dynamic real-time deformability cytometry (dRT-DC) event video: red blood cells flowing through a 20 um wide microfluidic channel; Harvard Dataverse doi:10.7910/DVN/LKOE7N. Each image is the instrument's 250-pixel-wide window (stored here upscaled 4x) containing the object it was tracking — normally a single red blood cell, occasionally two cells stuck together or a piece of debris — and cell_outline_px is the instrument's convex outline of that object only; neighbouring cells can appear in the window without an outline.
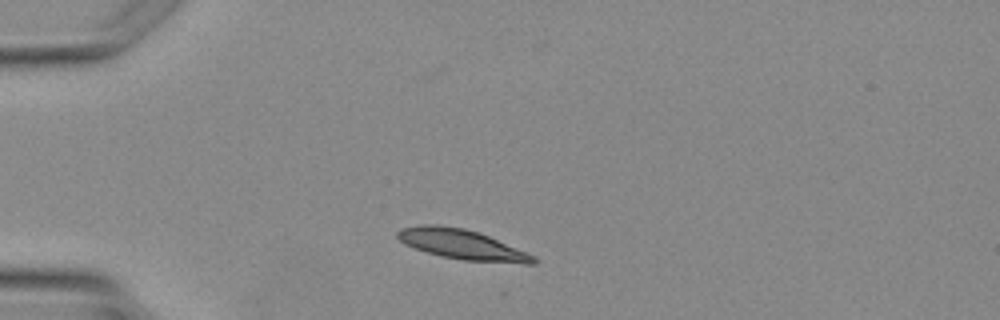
{"species": "Egyptian fruit bat (a non-hibernating species)", "species_latin": "Rousettus aegyptiacus", "temperature_condition": "warm", "stored_images_in_passage": 3, "camera_frame_rate_fps": 3000, "um_per_image_px": 0.085, "animal": {"sex": "female"}, "frame": {"image": 1, "passage_image": 3, "time_ms": 2.333, "image_size_px": [1000, 320], "cell_outline_px": [[536, 264], [524, 264], [464, 260], [440, 256], [404, 244], [396, 236], [396, 232], [404, 228], [420, 224], [440, 224], [464, 228], [480, 232], [524, 252], [532, 256], [536, 260]], "centroid_in_image_um": [39.22, 20.77], "position_along_channel_um": 45.8, "area_um2": 23.47}}